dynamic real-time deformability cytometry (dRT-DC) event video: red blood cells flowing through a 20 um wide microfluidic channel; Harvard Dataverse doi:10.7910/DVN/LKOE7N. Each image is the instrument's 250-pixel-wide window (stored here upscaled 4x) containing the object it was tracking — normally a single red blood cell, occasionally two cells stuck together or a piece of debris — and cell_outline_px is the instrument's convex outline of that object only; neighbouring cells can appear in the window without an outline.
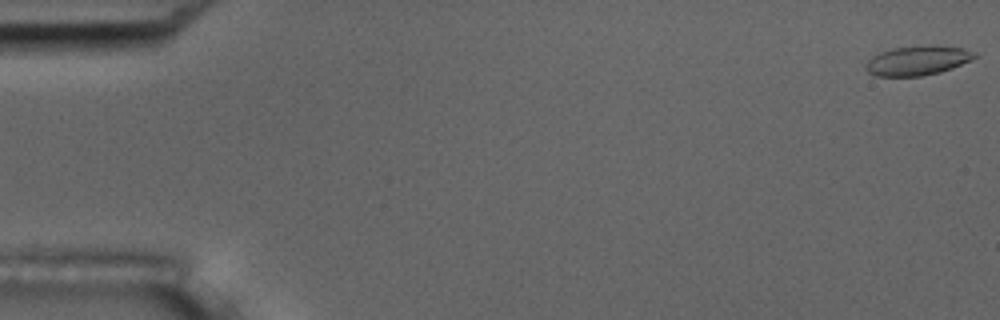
{"species": "common noctule bat (a hibernating species)", "species_latin": "Nyctalus noctula", "temperature_condition": "room temperature", "stored_images_in_passage": 53, "camera_frame_rate_fps": 3000, "um_per_image_px": 0.085, "animal": {"sex": "male", "body_mass_g": 17.5, "forearm_length_mm": 52.3}, "frame": {"image": 1, "passage_image": 1, "time_ms": 0.0, "image_size_px": [1000, 320], "cell_outline_px": [[980, 56], [972, 60], [952, 68], [940, 72], [920, 76], [876, 76], [868, 72], [864, 68], [868, 60], [872, 56], [880, 52], [892, 48], [964, 48], [976, 52]], "centroid_in_image_um": [77.98, 5.19], "position_along_channel_um": 7.0, "area_um2": 17.98}}
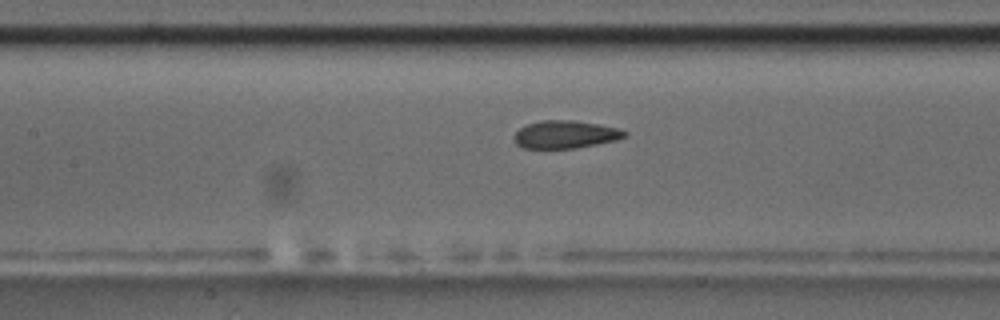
{"frame": {"image": 2, "passage_image": 26, "time_ms": 8.333, "image_size_px": [1000, 320], "cell_outline_px": [[628, 136], [616, 140], [576, 148], [524, 148], [516, 144], [512, 136], [520, 128], [528, 124], [540, 120], [572, 120], [620, 128], [628, 132]], "centroid_in_image_um": [48.06, 11.43], "position_along_channel_um": 159.3, "area_um2": 17.92}}
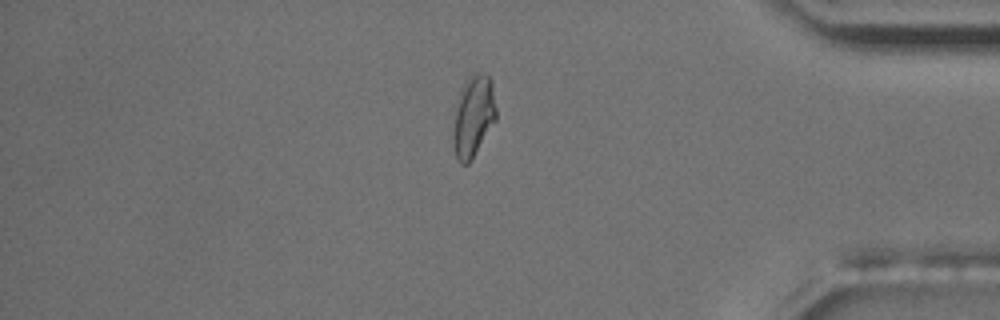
{"frame": {"image": 3, "passage_image": 48, "time_ms": 15.667, "image_size_px": [1000, 320], "cell_outline_px": [[496, 120], [468, 164], [460, 164], [456, 156], [452, 144], [452, 132], [456, 104], [460, 88], [472, 72], [484, 72], [492, 80], [496, 108]], "centroid_in_image_um": [40.22, 9.83], "position_along_channel_um": 395.0, "area_um2": 20.69}, "authors_computed_cell_mechanics": {"area_um2": 18.5538, "velocity_mm_per_s": 3.5973, "shape_relaxation_time_tau1_ms": null, "shape_relaxation_time_tau2_ms": 1.5002, "deformation_change_tau1": null, "deformation_change_tau2": 0.072}}